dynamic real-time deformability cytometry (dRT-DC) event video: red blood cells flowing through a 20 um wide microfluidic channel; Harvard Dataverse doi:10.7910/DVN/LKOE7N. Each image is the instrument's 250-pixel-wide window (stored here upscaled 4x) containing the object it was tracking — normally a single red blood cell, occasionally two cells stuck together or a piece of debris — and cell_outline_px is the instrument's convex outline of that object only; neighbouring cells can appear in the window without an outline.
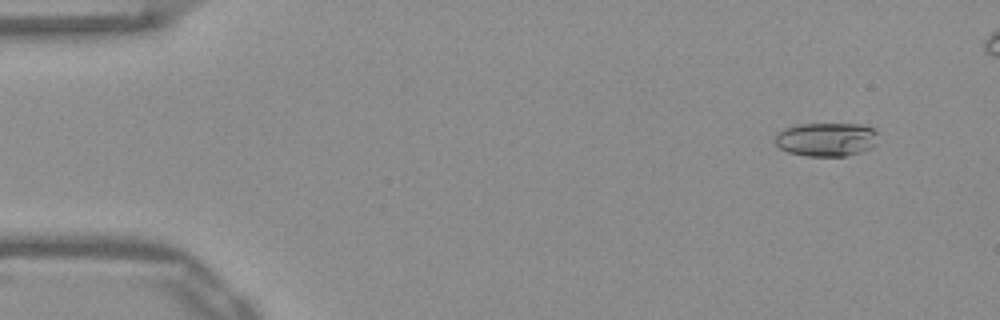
{"species": "Egyptian fruit bat (a non-hibernating species)", "species_latin": "Rousettus aegyptiacus", "temperature_condition": "warm", "stored_images_in_passage": 50, "camera_frame_rate_fps": 3000, "um_per_image_px": 0.085, "frame": {"image": 1, "passage_image": 5, "time_ms": 1.333, "image_size_px": [1000, 320], "cell_outline_px": [[876, 144], [872, 148], [860, 152], [844, 156], [804, 156], [788, 152], [780, 148], [772, 140], [784, 128], [800, 124], [860, 124], [876, 128]], "centroid_in_image_um": [70.24, 11.85], "position_along_channel_um": 14.8, "area_um2": 20.4}}
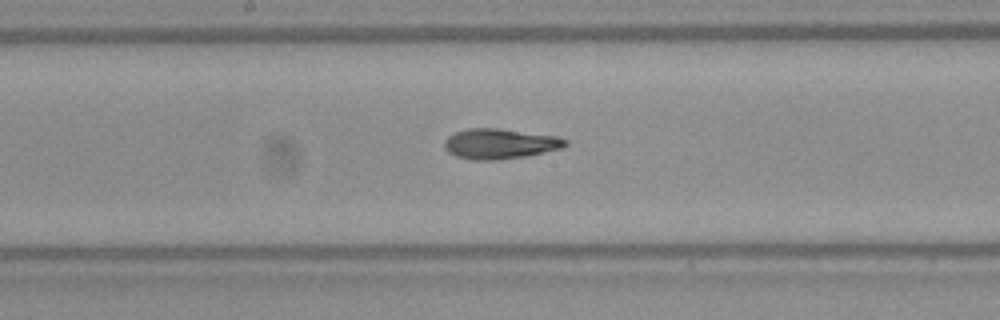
{"frame": {"image": 2, "passage_image": 28, "time_ms": 9.0, "image_size_px": [1000, 320], "cell_outline_px": [[568, 144], [560, 148], [524, 156], [496, 160], [472, 160], [456, 156], [448, 152], [444, 148], [444, 140], [448, 136], [456, 132], [468, 128], [500, 128], [556, 136], [568, 140]], "centroid_in_image_um": [42.45, 12.21], "position_along_channel_um": 205.8, "area_um2": 21.21}}
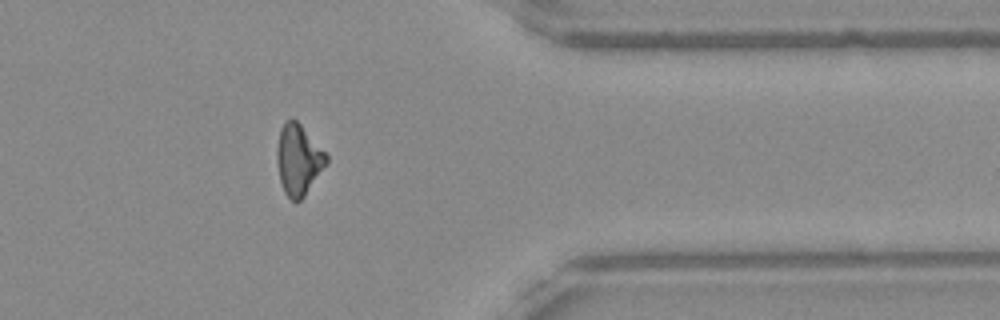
{"frame": {"image": 3, "passage_image": 43, "time_ms": 14.0, "image_size_px": [1000, 320], "cell_outline_px": [[328, 164], [304, 196], [296, 204], [284, 192], [280, 180], [276, 160], [276, 148], [280, 128], [292, 116], [300, 124], [328, 156]], "centroid_in_image_um": [25.36, 13.59], "position_along_channel_um": 386.0, "area_um2": 20.4}, "authors_computed_cell_mechanics": {"area_um2": 20.3745, "velocity_mm_per_s": 3.9105, "shape_relaxation_time_tau1_ms": 9.0198, "shape_relaxation_time_tau2_ms": 2.0516, "deformation_change_tau1": 0.2693, "deformation_change_tau2": 0.1003}}